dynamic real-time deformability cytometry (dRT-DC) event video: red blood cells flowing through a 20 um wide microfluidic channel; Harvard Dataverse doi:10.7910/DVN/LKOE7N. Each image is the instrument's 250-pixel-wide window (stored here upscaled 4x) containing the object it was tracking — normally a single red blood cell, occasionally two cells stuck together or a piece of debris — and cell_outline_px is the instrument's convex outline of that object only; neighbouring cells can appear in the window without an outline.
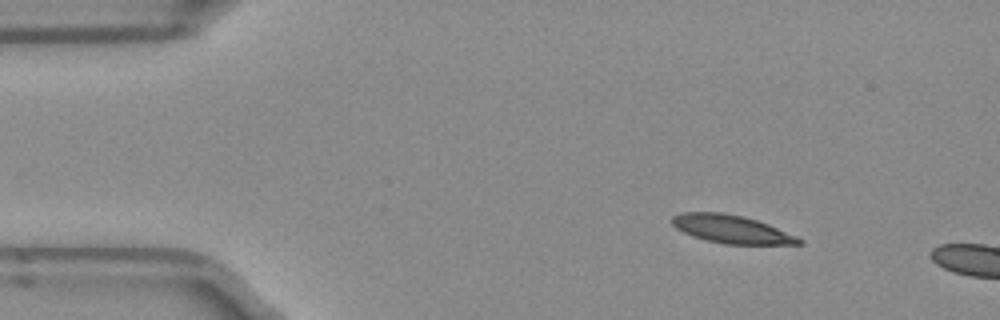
{"species": "Egyptian fruit bat (a non-hibernating species)", "species_latin": "Rousettus aegyptiacus", "temperature_condition": "room temperature", "stored_images_in_passage": 9, "camera_frame_rate_fps": 3000, "um_per_image_px": 0.085, "frame": {"image": 1, "passage_image": 6, "time_ms": 1.667, "image_size_px": [1000, 320], "cell_outline_px": [[804, 244], [724, 244], [692, 236], [676, 228], [668, 220], [672, 216], [684, 212], [720, 212], [744, 216], [768, 224], [796, 236], [804, 240]], "centroid_in_image_um": [62.15, 19.47], "position_along_channel_um": 22.8, "area_um2": 20.75}}